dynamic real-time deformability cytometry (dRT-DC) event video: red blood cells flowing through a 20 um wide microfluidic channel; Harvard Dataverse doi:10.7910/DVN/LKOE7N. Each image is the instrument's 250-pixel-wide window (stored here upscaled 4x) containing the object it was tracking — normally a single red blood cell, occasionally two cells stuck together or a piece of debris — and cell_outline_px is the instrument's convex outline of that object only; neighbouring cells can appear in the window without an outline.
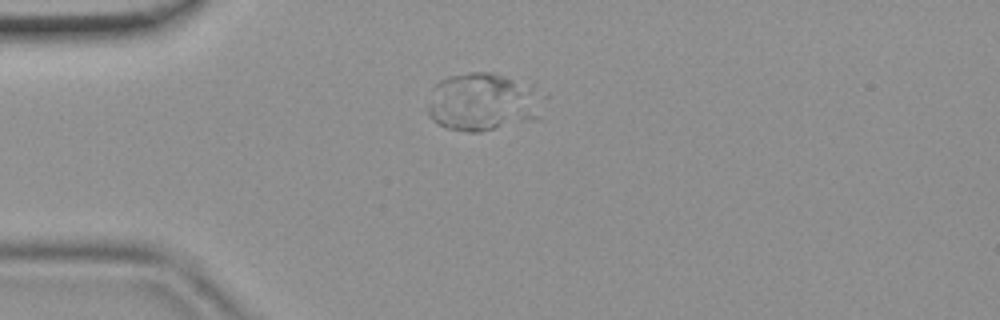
{"species": "common noctule bat (a hibernating species)", "species_latin": "Nyctalus noctula", "temperature_condition": "room temperature", "stored_images_in_passage": 2, "camera_frame_rate_fps": 3000, "um_per_image_px": 0.085, "animal": {"sex": "female", "body_mass_g": 19.9}, "frame": {"image": 1, "passage_image": 1, "time_ms": 0.0, "image_size_px": [1000, 320], "cell_outline_px": [[520, 88], [500, 120], [492, 128], [480, 132], [468, 132], [448, 128], [432, 120], [428, 112], [428, 108], [432, 88], [440, 80], [448, 76], [472, 72], [496, 72], [512, 80]], "centroid_in_image_um": [40.08, 8.56], "position_along_channel_um": 44.9, "area_um2": 30.23}}